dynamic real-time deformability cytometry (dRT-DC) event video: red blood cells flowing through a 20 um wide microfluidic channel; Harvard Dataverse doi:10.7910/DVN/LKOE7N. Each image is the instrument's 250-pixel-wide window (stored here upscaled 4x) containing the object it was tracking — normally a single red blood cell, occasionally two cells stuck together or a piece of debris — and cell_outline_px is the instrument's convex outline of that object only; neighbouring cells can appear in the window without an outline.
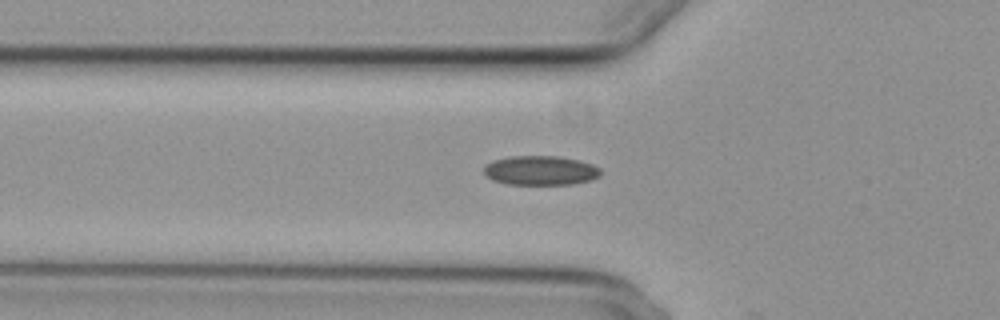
{"species": "common noctule bat (a hibernating species)", "species_latin": "Nyctalus noctula", "temperature_condition": "cold", "stored_images_in_passage": 13, "camera_frame_rate_fps": 3000, "um_per_image_px": 0.085, "animal": {"sex": "female", "body_mass_g": 29.2, "forearm_length_mm": 56.3}, "frame": {"image": 1, "passage_image": 12, "time_ms": 3.667, "image_size_px": [1000, 320], "cell_outline_px": [[600, 176], [592, 180], [572, 184], [504, 184], [492, 180], [484, 176], [484, 168], [488, 164], [496, 160], [512, 156], [556, 156], [580, 160], [592, 164], [600, 168]], "centroid_in_image_um": [45.96, 14.5], "position_along_channel_um": 79.8, "area_um2": 20.0}}